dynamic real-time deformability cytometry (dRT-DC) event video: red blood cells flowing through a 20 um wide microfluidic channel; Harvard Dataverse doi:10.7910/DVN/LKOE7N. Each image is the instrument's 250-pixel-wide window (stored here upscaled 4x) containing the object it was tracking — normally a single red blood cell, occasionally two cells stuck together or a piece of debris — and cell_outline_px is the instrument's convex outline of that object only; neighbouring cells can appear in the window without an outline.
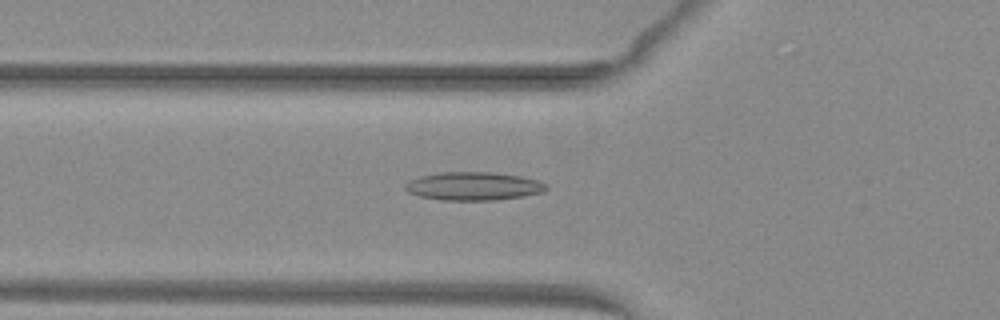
{"species": "common noctule bat (a hibernating species)", "species_latin": "Nyctalus noctula", "temperature_condition": "warm", "stored_images_in_passage": 52, "camera_frame_rate_fps": 3000, "um_per_image_px": 0.085, "animal": {"sex": "female", "body_mass_g": 29.2, "forearm_length_mm": 56.3}, "frame": {"image": 1, "passage_image": 20, "time_ms": 6.333, "image_size_px": [1000, 320], "cell_outline_px": [[548, 188], [544, 192], [496, 200], [444, 200], [420, 196], [408, 192], [404, 188], [404, 184], [408, 180], [420, 176], [440, 172], [492, 172], [520, 176], [536, 180], [548, 184]], "centroid_in_image_um": [40.23, 15.82], "position_along_channel_um": 85.6, "area_um2": 23.24}}
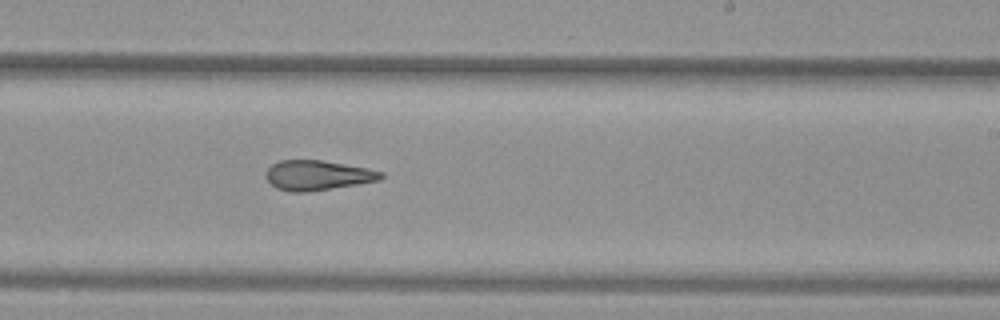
{"frame": {"image": 2, "passage_image": 33, "time_ms": 10.667, "image_size_px": [1000, 320], "cell_outline_px": [[384, 176], [380, 180], [308, 192], [292, 192], [276, 188], [264, 176], [268, 168], [272, 164], [280, 160], [320, 160], [368, 168], [384, 172]], "centroid_in_image_um": [26.99, 14.9], "position_along_channel_um": 262.0, "area_um2": 19.94}}
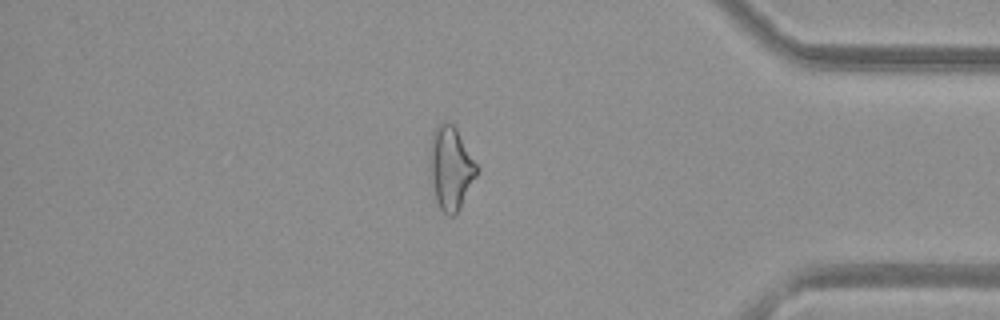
{"frame": {"image": 3, "passage_image": 45, "time_ms": 14.667, "image_size_px": [1000, 320], "cell_outline_px": [[480, 168], [460, 208], [452, 216], [448, 216], [440, 208], [436, 200], [428, 168], [428, 160], [432, 132], [444, 120], [448, 120], [456, 128]], "centroid_in_image_um": [38.3, 14.25], "position_along_channel_um": 396.9, "area_um2": 23.0}, "authors_computed_cell_mechanics": {"area_um2": 22.542, "velocity_mm_per_s": 4.0673, "shape_relaxation_time_tau1_ms": null, "shape_relaxation_time_tau2_ms": 2.1281, "deformation_change_tau1": null, "deformation_change_tau2": 0.1187}}